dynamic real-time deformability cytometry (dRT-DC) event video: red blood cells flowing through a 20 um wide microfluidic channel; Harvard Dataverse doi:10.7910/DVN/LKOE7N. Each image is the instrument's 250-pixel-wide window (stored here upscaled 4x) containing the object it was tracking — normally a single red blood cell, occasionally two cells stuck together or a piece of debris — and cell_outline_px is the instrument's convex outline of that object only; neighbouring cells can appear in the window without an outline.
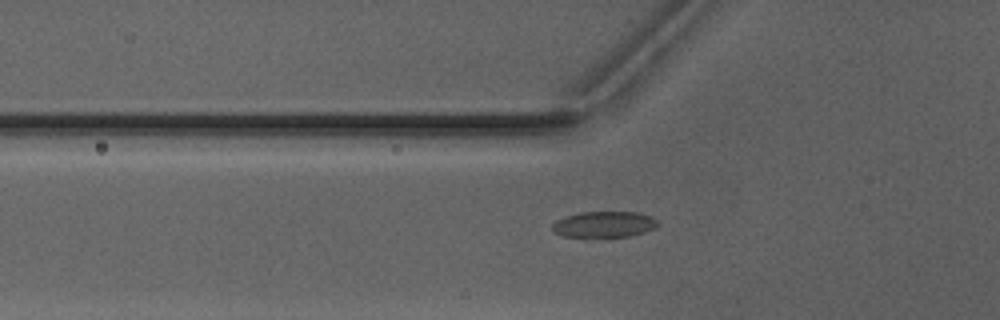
{"species": "Egyptian fruit bat (a non-hibernating species)", "species_latin": "Rousettus aegyptiacus", "temperature_condition": "warm", "stored_images_in_passage": 51, "camera_frame_rate_fps": 3000, "um_per_image_px": 0.085, "animal": {"sex": "male"}, "frame": {"image": 1, "passage_image": 19, "time_ms": 6.0, "image_size_px": [1000, 320], "cell_outline_px": [[656, 228], [632, 236], [564, 236], [556, 232], [552, 228], [552, 224], [556, 220], [564, 216], [580, 212], [636, 212], [652, 216], [656, 220]], "centroid_in_image_um": [51.35, 19.05], "position_along_channel_um": 74.4, "area_um2": 15.78}}
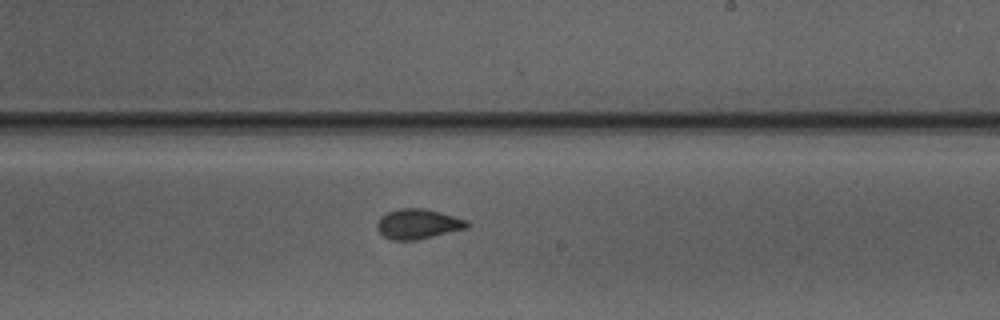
{"frame": {"image": 2, "passage_image": 32, "time_ms": 10.333, "image_size_px": [1000, 320], "cell_outline_px": [[468, 228], [416, 240], [392, 240], [384, 236], [376, 228], [376, 224], [380, 216], [388, 212], [400, 208], [424, 208], [440, 212], [468, 220]], "centroid_in_image_um": [35.52, 19.03], "position_along_channel_um": 253.5, "area_um2": 15.72}}
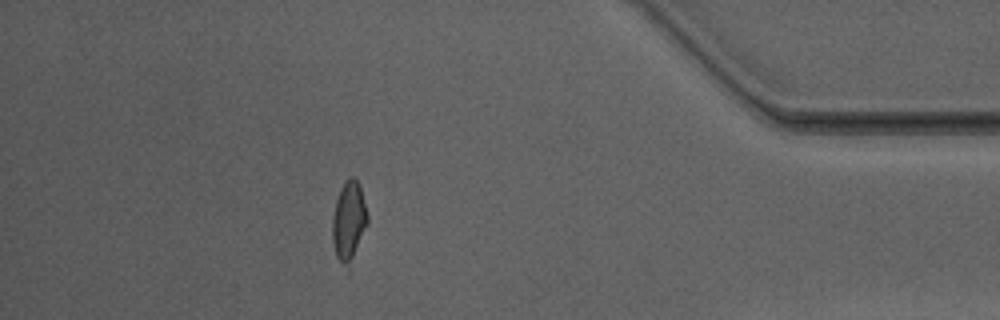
{"frame": {"image": 3, "passage_image": 46, "time_ms": 15.0, "image_size_px": [1000, 320], "cell_outline_px": [[368, 224], [348, 276], [336, 256], [332, 240], [332, 220], [336, 200], [340, 188], [352, 176], [360, 184], [368, 216]], "centroid_in_image_um": [29.66, 18.95], "position_along_channel_um": 405.5, "area_um2": 16.94}, "authors_computed_cell_mechanics": {"area_um2": 15.7794, "velocity_mm_per_s": 4.1279, "shape_relaxation_time_tau1_ms": 4.959, "shape_relaxation_time_tau2_ms": 1.1062, "deformation_change_tau1": 0.1521, "deformation_change_tau2": 0.0581}}